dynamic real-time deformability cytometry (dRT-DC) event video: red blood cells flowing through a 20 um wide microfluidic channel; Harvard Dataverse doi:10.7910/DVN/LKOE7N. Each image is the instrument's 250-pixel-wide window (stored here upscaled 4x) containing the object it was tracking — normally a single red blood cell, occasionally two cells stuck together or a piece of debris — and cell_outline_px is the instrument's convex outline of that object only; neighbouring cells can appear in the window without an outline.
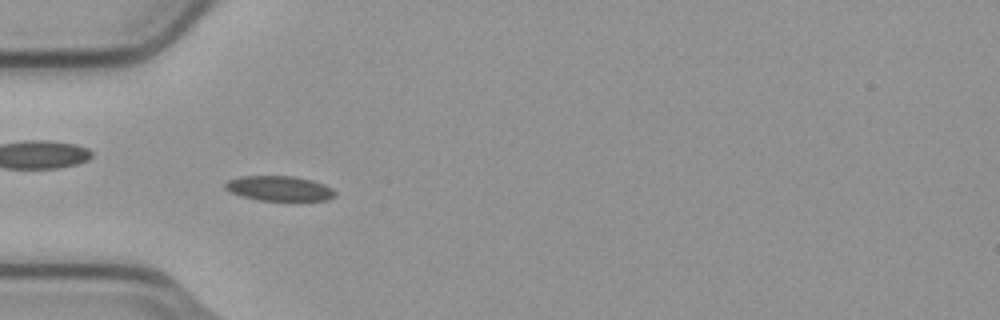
{"species": "common noctule bat (a hibernating species)", "species_latin": "Nyctalus noctula", "temperature_condition": "cold", "stored_images_in_passage": 7, "camera_frame_rate_fps": 3000, "um_per_image_px": 0.085, "animal": {"sex": "male", "body_mass_g": 23.1, "forearm_length_mm": 52.7}, "frame": {"image": 1, "passage_image": 3, "time_ms": 0.667, "image_size_px": [1000, 320], "cell_outline_px": [[336, 196], [328, 200], [256, 200], [232, 192], [224, 188], [224, 184], [228, 180], [240, 176], [296, 176], [312, 180], [324, 184], [332, 188], [336, 192]], "centroid_in_image_um": [23.77, 16.01], "position_along_channel_um": 61.2, "area_um2": 15.95}}
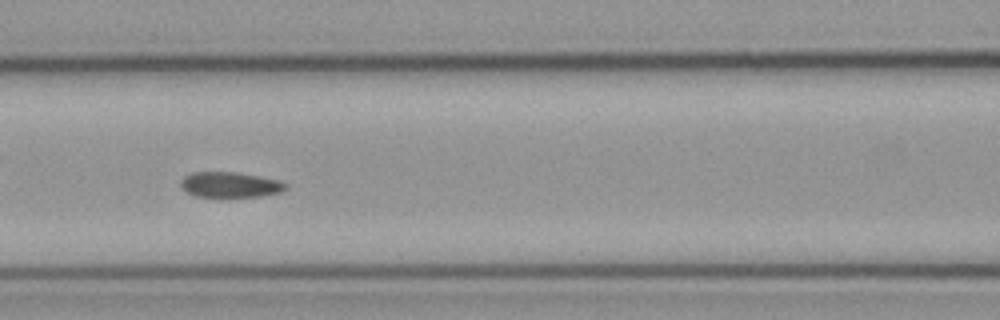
{"frame": {"image": 2, "passage_image": 5, "time_ms": 1.333, "image_size_px": [1000, 320], "cell_outline_px": [[288, 188], [280, 192], [260, 196], [220, 200], [196, 196], [188, 192], [180, 184], [180, 180], [184, 176], [192, 172], [232, 172], [280, 180], [288, 184]], "centroid_in_image_um": [19.55, 15.75], "position_along_channel_um": 147.0, "area_um2": 16.18}}
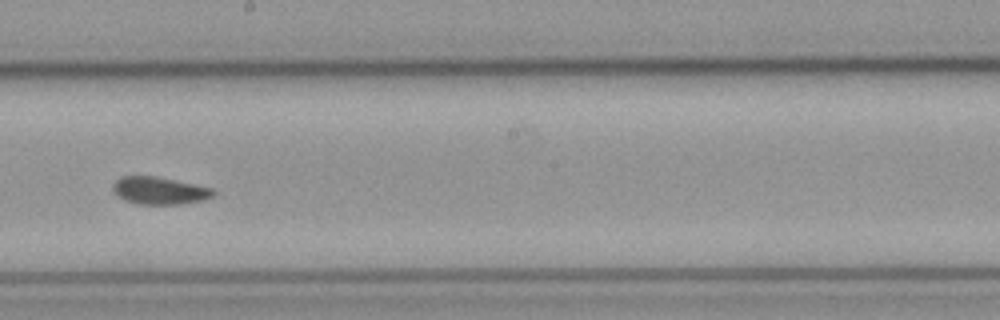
{"frame": {"image": 3, "passage_image": 7, "time_ms": 2.0, "image_size_px": [1000, 320], "cell_outline_px": [[216, 196], [204, 200], [180, 204], [140, 204], [124, 200], [112, 188], [112, 184], [120, 176], [156, 176], [212, 188], [216, 192]], "centroid_in_image_um": [13.59, 16.2], "position_along_channel_um": 234.6, "area_um2": 16.01}}